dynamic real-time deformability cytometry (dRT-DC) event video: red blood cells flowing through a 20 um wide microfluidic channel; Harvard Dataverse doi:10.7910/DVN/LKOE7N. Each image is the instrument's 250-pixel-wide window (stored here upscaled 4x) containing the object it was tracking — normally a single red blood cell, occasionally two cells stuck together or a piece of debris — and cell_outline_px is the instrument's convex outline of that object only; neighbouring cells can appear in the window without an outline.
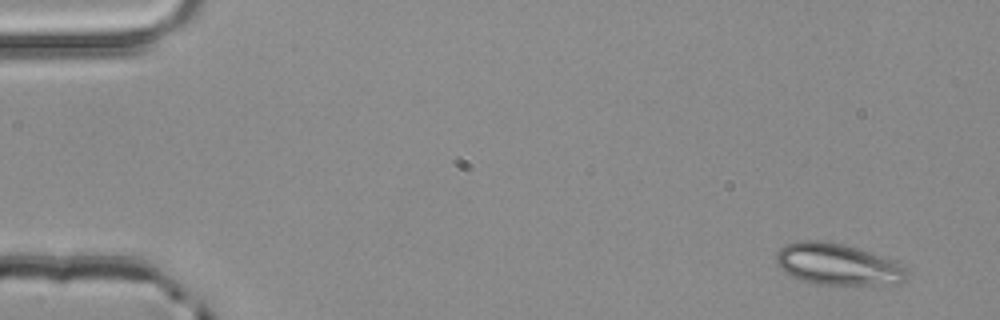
{"species": "common noctule bat (a hibernating species)", "species_latin": "Nyctalus noctula", "temperature_condition": "room temperature", "stored_images_in_passage": 3, "camera_frame_rate_fps": 3000, "um_per_image_px": 0.085, "animal": {"sex": "male", "body_mass_g": 20.4}, "frame": {"image": 1, "passage_image": 1, "time_ms": 0.0, "image_size_px": [1000, 320], "cell_outline_px": [[908, 280], [900, 284], [812, 284], [800, 280], [784, 272], [776, 264], [776, 252], [784, 244], [800, 240], [828, 240], [844, 244], [872, 252], [896, 260], [904, 264], [908, 268]], "centroid_in_image_um": [71.24, 22.45], "position_along_channel_um": 13.8, "area_um2": 32.48}}